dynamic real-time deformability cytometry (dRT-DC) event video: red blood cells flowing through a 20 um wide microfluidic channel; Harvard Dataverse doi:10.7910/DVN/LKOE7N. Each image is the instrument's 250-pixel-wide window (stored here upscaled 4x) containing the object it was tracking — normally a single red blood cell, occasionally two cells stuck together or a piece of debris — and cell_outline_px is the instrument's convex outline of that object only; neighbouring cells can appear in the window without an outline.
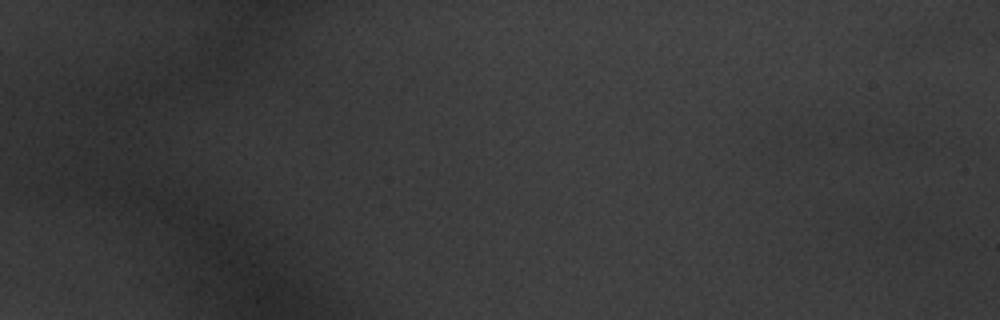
{"species": "common noctule bat (a hibernating species)", "species_latin": "Nyctalus noctula", "temperature_condition": "warm", "stored_images_in_passage": 33, "camera_frame_rate_fps": 3000, "um_per_image_px": 0.085, "animal": {"sex": "male", "body_mass_g": 20.1, "forearm_length_mm": 53.5}, "frame": {"image": 1, "passage_image": 1, "time_ms": 0.0, "image_size_px": [1000, 320], "cell_outline_px": [[940, 240], [928, 252], [888, 244], [860, 232], [860, 228], [868, 216], [904, 208], [928, 220]], "centroid_in_image_um": [76.62, 19.54], "position_along_channel_um": 8.4, "area_um2": 16.13}}
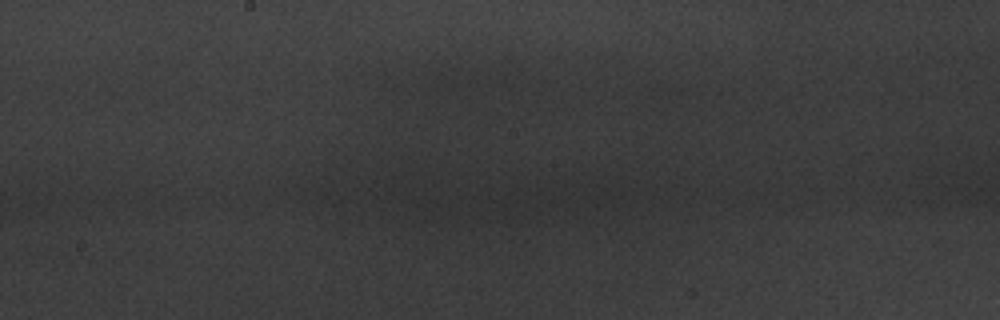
{"frame": {"image": 2, "passage_image": 28, "time_ms": 9.0, "image_size_px": [1000, 320], "cell_outline_px": [[576, 188], [564, 196], [548, 200], [524, 204], [504, 172], [512, 164], [536, 164], [548, 168], [556, 172], [572, 184]], "centroid_in_image_um": [45.68, 15.55], "position_along_channel_um": 202.5, "area_um2": 13.41}}